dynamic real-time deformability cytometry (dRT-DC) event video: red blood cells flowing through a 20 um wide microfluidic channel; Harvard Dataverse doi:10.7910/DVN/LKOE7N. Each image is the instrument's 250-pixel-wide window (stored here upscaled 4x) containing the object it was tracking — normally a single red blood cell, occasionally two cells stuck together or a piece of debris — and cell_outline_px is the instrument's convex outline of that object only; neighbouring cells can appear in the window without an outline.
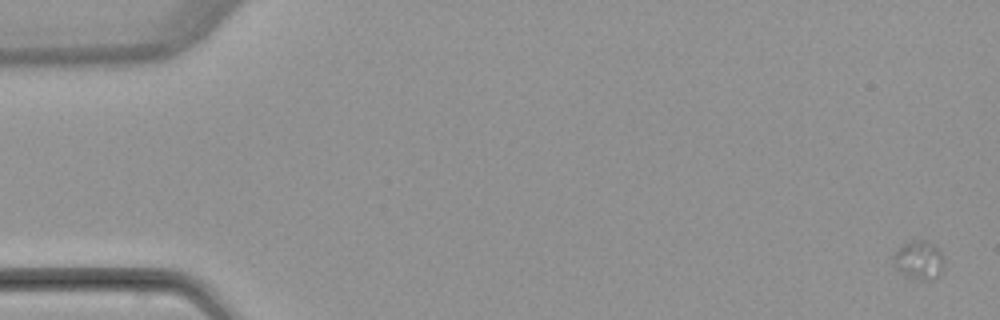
{"species": "common noctule bat (a hibernating species)", "species_latin": "Nyctalus noctula", "temperature_condition": "warm", "stored_images_in_passage": 5, "camera_frame_rate_fps": 3000, "um_per_image_px": 0.085, "animal": {"sex": "female", "body_mass_g": 22.7, "forearm_length_mm": 54.2}, "frame": {"image": 1, "passage_image": 1, "time_ms": 0.0, "image_size_px": [1000, 320], "cell_outline_px": [[944, 264], [940, 276], [928, 280], [916, 280], [900, 272], [892, 264], [892, 256], [908, 240], [928, 240], [940, 252], [944, 260]], "centroid_in_image_um": [78.1, 22.12], "position_along_channel_um": 6.9, "area_um2": 11.5}}